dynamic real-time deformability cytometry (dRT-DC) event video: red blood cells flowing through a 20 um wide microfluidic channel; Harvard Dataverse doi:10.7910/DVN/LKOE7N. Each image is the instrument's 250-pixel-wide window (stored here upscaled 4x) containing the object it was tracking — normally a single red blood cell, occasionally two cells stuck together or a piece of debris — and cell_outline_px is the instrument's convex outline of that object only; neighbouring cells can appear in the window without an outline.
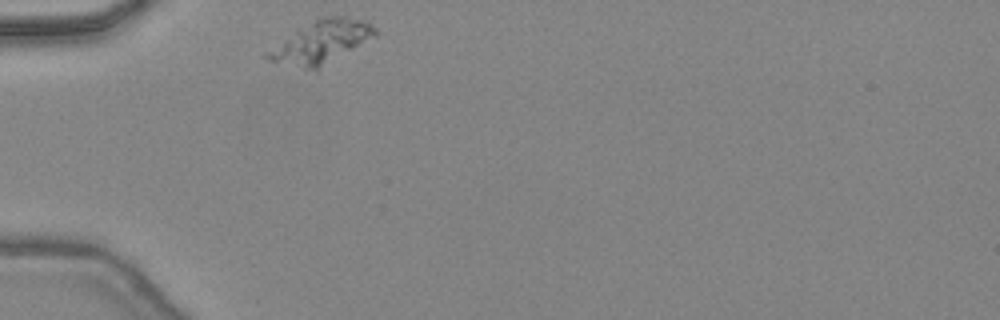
{"species": "common noctule bat (a hibernating species)", "species_latin": "Nyctalus noctula", "temperature_condition": "warm", "stored_images_in_passage": 27, "camera_frame_rate_fps": 3000, "um_per_image_px": 0.085, "animal": {"sex": "female", "body_mass_g": 24.6, "forearm_length_mm": 56.2}, "frame": {"image": 1, "passage_image": 1, "time_ms": 0.0, "image_size_px": [1000, 320], "cell_outline_px": [[380, 32], [376, 36], [316, 72], [268, 60], [260, 56], [296, 28], [316, 16], [344, 16], [372, 24]], "centroid_in_image_um": [27.27, 3.58], "position_along_channel_um": 57.7, "area_um2": 27.63}}
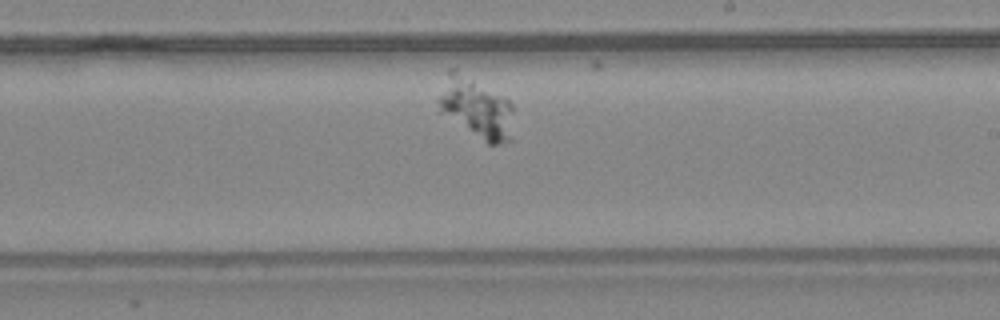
{"frame": {"image": 2, "passage_image": 16, "time_ms": 5.0, "image_size_px": [1000, 320], "cell_outline_px": [[512, 140], [496, 144], [488, 144], [440, 112], [436, 100], [448, 68], [456, 68], [504, 96], [512, 104]], "centroid_in_image_um": [40.44, 9.13], "position_along_channel_um": 248.6, "area_um2": 26.76}}
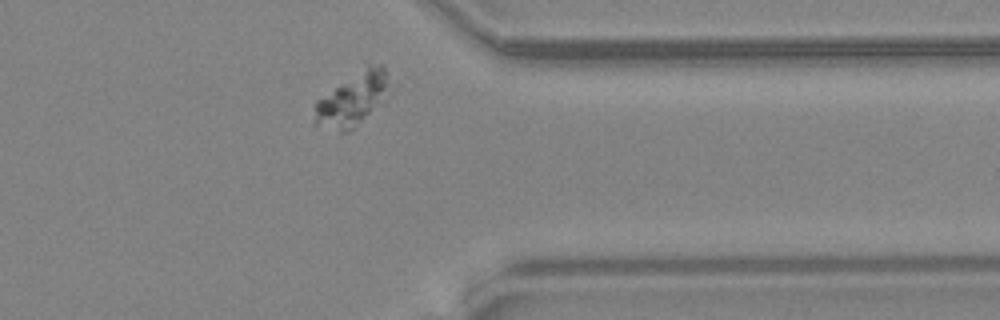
{"frame": {"image": 3, "passage_image": 26, "time_ms": 8.333, "image_size_px": [1000, 320], "cell_outline_px": [[400, 84], [356, 128], [348, 132], [340, 132], [312, 124], [316, 100], [368, 64], [380, 64]], "centroid_in_image_um": [30.1, 8.41], "position_along_channel_um": 381.3, "area_um2": 24.45}}